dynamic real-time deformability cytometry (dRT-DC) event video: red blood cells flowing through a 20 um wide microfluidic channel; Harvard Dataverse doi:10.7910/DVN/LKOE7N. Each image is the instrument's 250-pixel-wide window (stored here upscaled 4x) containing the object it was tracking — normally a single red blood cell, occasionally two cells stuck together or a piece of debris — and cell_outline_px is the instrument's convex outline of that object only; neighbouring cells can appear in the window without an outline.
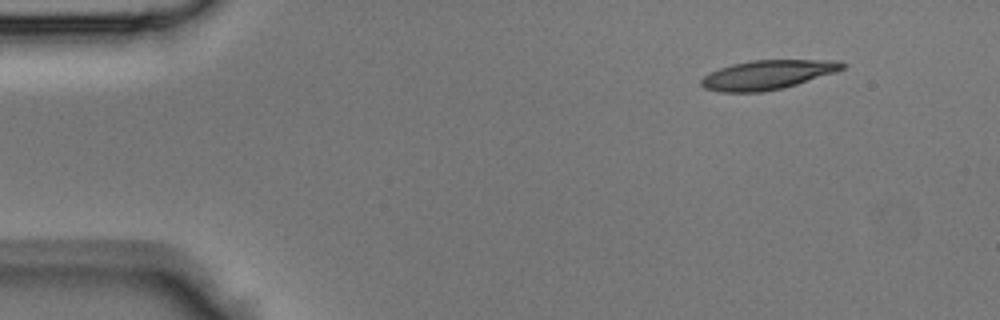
{"species": "Egyptian fruit bat (a non-hibernating species)", "species_latin": "Rousettus aegyptiacus", "temperature_condition": "room temperature", "stored_images_in_passage": 39, "camera_frame_rate_fps": 3000, "um_per_image_px": 0.085, "animal": {"sex": "male"}, "frame": {"image": 1, "passage_image": 1, "time_ms": 0.0, "image_size_px": [1000, 320], "cell_outline_px": [[844, 68], [836, 72], [796, 84], [780, 88], [760, 92], [720, 92], [704, 88], [700, 84], [700, 80], [704, 76], [720, 68], [732, 64], [752, 60], [840, 60], [844, 64]], "centroid_in_image_um": [65.22, 6.35], "position_along_channel_um": 19.8, "area_um2": 23.81}}
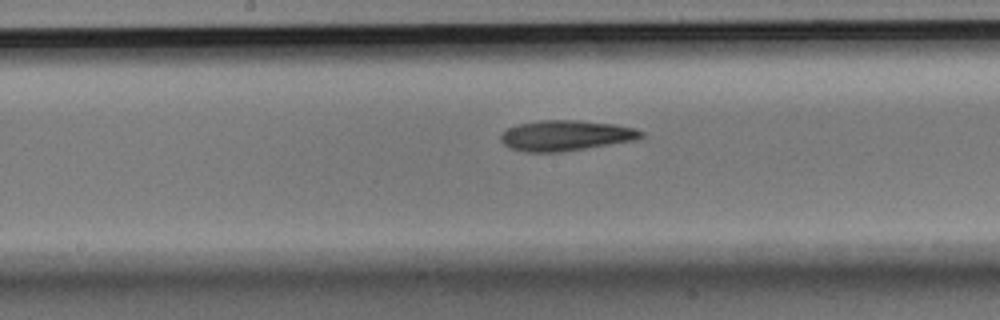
{"frame": {"image": 2, "passage_image": 18, "time_ms": 5.667, "image_size_px": [1000, 320], "cell_outline_px": [[644, 136], [636, 140], [560, 152], [524, 152], [512, 148], [504, 144], [500, 140], [500, 136], [508, 128], [520, 124], [540, 120], [580, 120], [612, 124], [632, 128], [644, 132]], "centroid_in_image_um": [48.09, 11.52], "position_along_channel_um": 200.1, "area_um2": 24.68}}
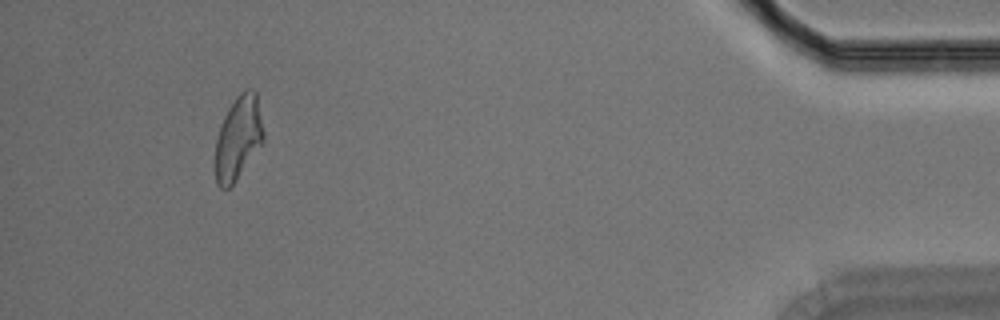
{"frame": {"image": 3, "passage_image": 36, "time_ms": 11.667, "image_size_px": [1000, 320], "cell_outline_px": [[264, 140], [232, 184], [228, 188], [220, 188], [216, 184], [216, 140], [220, 124], [228, 108], [236, 96], [240, 92], [248, 88], [252, 88], [256, 92], [264, 132]], "centroid_in_image_um": [20.25, 11.67], "position_along_channel_um": 415.0, "area_um2": 23.12}}